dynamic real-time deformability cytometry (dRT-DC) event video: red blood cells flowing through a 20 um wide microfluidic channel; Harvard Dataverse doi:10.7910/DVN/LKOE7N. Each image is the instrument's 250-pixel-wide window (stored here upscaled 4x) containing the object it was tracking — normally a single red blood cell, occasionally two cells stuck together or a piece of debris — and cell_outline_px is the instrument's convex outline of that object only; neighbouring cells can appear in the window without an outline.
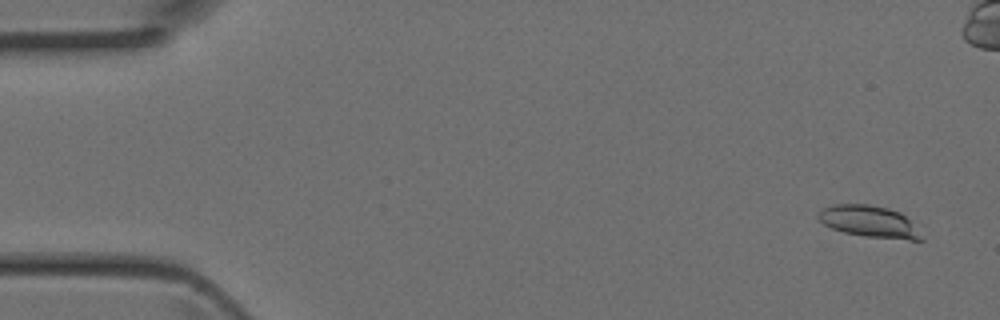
{"species": "Egyptian fruit bat (a non-hibernating species)", "species_latin": "Rousettus aegyptiacus", "temperature_condition": "room temperature", "stored_images_in_passage": 5, "camera_frame_rate_fps": 3000, "um_per_image_px": 0.085, "animal": {"sex": "female"}, "frame": {"image": 1, "passage_image": 1, "time_ms": 0.0, "image_size_px": [1000, 320], "cell_outline_px": [[924, 240], [908, 240], [864, 236], [844, 232], [832, 228], [824, 224], [816, 216], [824, 208], [832, 204], [868, 204], [888, 208], [900, 212], [924, 236]], "centroid_in_image_um": [73.9, 18.83], "position_along_channel_um": 11.1, "area_um2": 18.9}}